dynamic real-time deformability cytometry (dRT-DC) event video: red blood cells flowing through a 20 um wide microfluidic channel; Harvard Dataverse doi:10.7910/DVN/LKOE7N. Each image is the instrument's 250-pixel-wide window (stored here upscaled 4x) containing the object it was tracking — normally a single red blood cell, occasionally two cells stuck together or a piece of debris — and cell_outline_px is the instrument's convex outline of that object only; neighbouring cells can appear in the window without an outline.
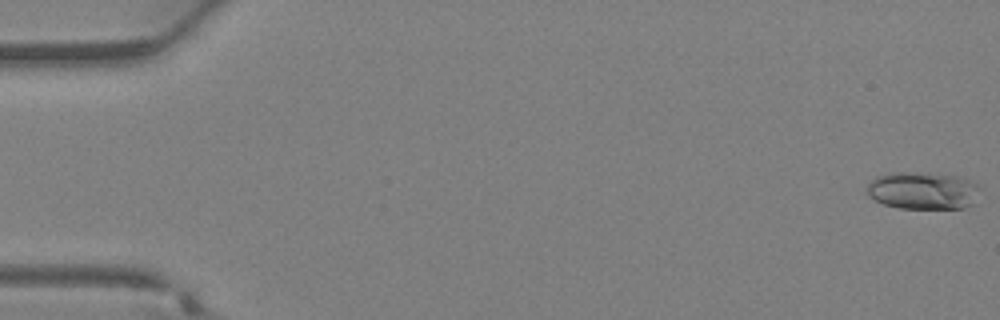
{"species": "Egyptian fruit bat (a non-hibernating species)", "species_latin": "Rousettus aegyptiacus", "temperature_condition": "warm", "stored_images_in_passage": 3, "camera_frame_rate_fps": 3000, "um_per_image_px": 0.085, "animal": {"sex": "female"}, "frame": {"image": 1, "passage_image": 1, "time_ms": 0.0, "image_size_px": [1000, 320], "cell_outline_px": [[984, 188], [972, 204], [964, 208], [900, 208], [884, 204], [868, 196], [864, 192], [868, 184], [876, 176], [888, 172], [908, 172], [956, 176], [968, 180]], "centroid_in_image_um": [78.43, 16.2], "position_along_channel_um": 6.6, "area_um2": 24.8}}